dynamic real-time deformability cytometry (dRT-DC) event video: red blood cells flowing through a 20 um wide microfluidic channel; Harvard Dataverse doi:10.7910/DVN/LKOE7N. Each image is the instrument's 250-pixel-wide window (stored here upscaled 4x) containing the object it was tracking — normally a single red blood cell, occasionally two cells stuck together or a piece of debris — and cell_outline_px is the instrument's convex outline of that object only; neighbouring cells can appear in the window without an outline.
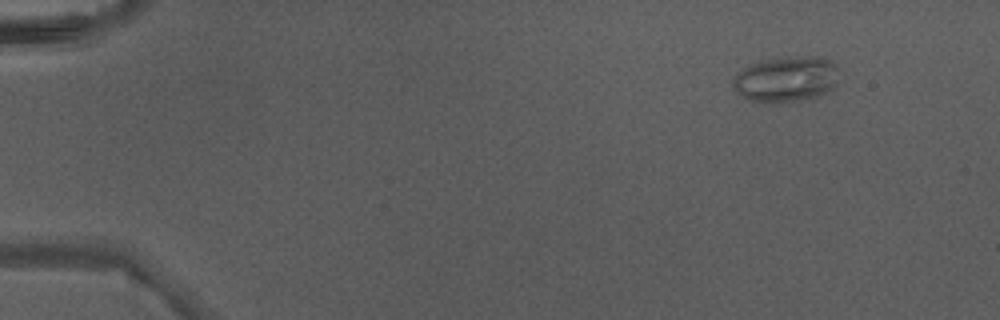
{"species": "Egyptian fruit bat (a non-hibernating species)", "species_latin": "Rousettus aegyptiacus", "temperature_condition": "warm", "stored_images_in_passage": 5, "camera_frame_rate_fps": 3000, "um_per_image_px": 0.085, "animal": {"sex": "male"}, "frame": {"image": 1, "passage_image": 1, "time_ms": 0.0, "image_size_px": [1000, 320], "cell_outline_px": [[836, 84], [832, 88], [824, 92], [804, 100], [768, 104], [748, 100], [740, 96], [736, 92], [732, 84], [732, 80], [744, 68], [760, 60], [788, 56], [820, 56], [836, 64]], "centroid_in_image_um": [66.77, 6.73], "position_along_channel_um": 18.2, "area_um2": 28.32}}